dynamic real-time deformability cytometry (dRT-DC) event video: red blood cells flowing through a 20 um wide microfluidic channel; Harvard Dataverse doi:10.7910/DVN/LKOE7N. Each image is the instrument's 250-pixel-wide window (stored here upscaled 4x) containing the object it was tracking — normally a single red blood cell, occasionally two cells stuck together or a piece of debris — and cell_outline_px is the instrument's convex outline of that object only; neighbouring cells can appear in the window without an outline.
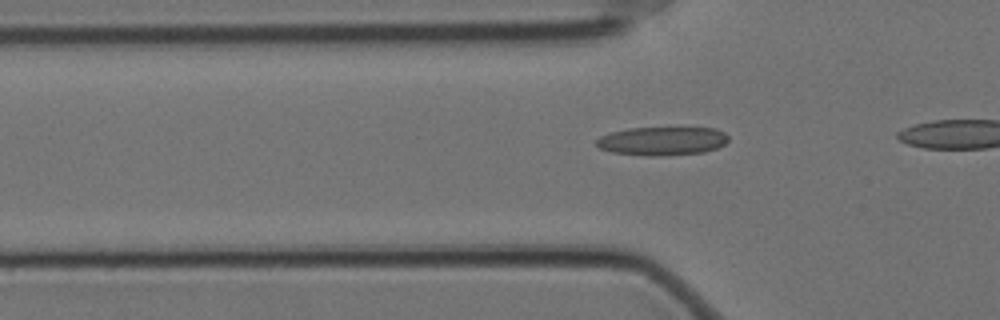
{"species": "Egyptian fruit bat (a non-hibernating species)", "species_latin": "Rousettus aegyptiacus", "temperature_condition": "cold", "stored_images_in_passage": 34, "camera_frame_rate_fps": 3000, "um_per_image_px": 0.085, "animal": {"sex": "female"}, "frame": {"image": 1, "passage_image": 14, "time_ms": 4.333, "image_size_px": [1000, 320], "cell_outline_px": [[728, 140], [724, 144], [716, 148], [704, 152], [660, 156], [644, 156], [612, 152], [600, 148], [596, 144], [596, 140], [600, 136], [612, 132], [628, 128], [716, 128], [724, 132], [728, 136]], "centroid_in_image_um": [56.29, 11.99], "position_along_channel_um": 69.5, "area_um2": 21.96}}
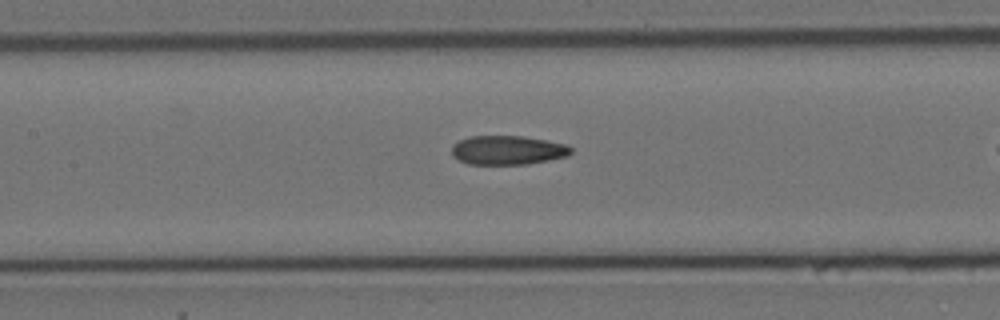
{"frame": {"image": 2, "passage_image": 22, "time_ms": 7.0, "image_size_px": [1000, 320], "cell_outline_px": [[572, 152], [568, 156], [528, 164], [468, 164], [452, 156], [452, 144], [460, 140], [472, 136], [524, 136], [568, 144], [572, 148]], "centroid_in_image_um": [43.18, 12.76], "position_along_channel_um": 164.2, "area_um2": 20.29}}
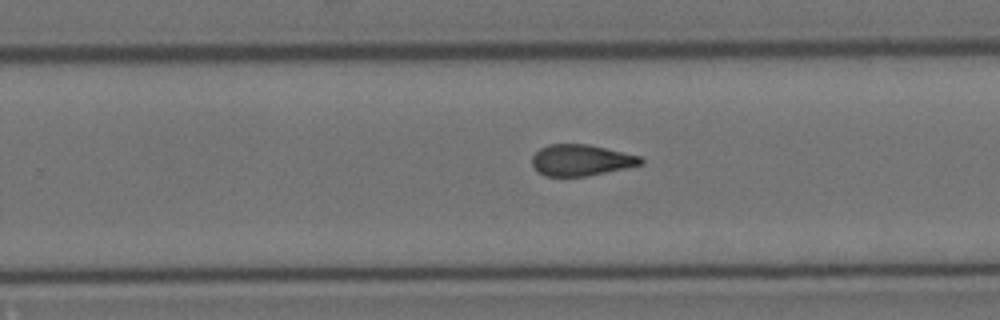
{"frame": {"image": 3, "passage_image": 32, "time_ms": 10.333, "image_size_px": [1000, 320], "cell_outline_px": [[644, 164], [588, 176], [544, 176], [536, 172], [532, 164], [532, 156], [540, 148], [548, 144], [588, 144], [640, 156], [644, 160]], "centroid_in_image_um": [49.37, 13.62], "position_along_channel_um": 280.4, "area_um2": 19.88}}